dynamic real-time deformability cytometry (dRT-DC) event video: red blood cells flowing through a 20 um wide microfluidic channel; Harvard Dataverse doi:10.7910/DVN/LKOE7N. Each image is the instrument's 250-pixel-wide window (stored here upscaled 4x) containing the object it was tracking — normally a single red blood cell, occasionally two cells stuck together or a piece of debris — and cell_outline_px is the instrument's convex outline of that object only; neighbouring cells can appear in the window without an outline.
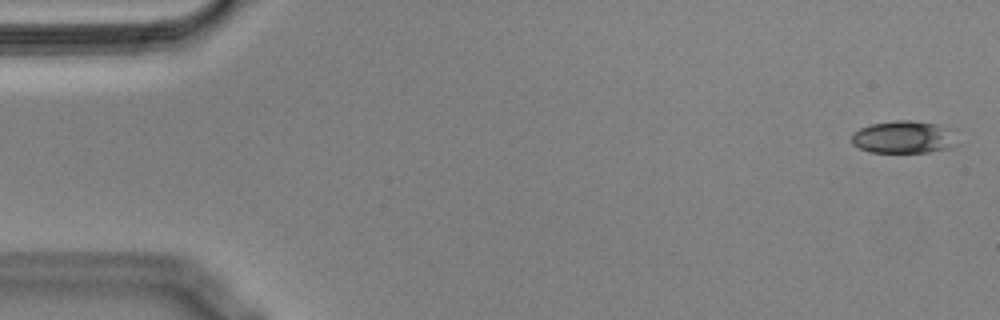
{"species": "Egyptian fruit bat (a non-hibernating species)", "species_latin": "Rousettus aegyptiacus", "temperature_condition": "cold", "stored_images_in_passage": 16, "camera_frame_rate_fps": 3000, "um_per_image_px": 0.085, "animal": {"sex": "male"}, "frame": {"image": 1, "passage_image": 1, "time_ms": 0.0, "image_size_px": [1000, 320], "cell_outline_px": [[960, 144], [952, 148], [928, 152], [868, 152], [852, 144], [852, 136], [860, 128], [872, 124], [900, 120], [912, 120], [932, 124]], "centroid_in_image_um": [76.7, 11.69], "position_along_channel_um": 8.3, "area_um2": 19.07}}
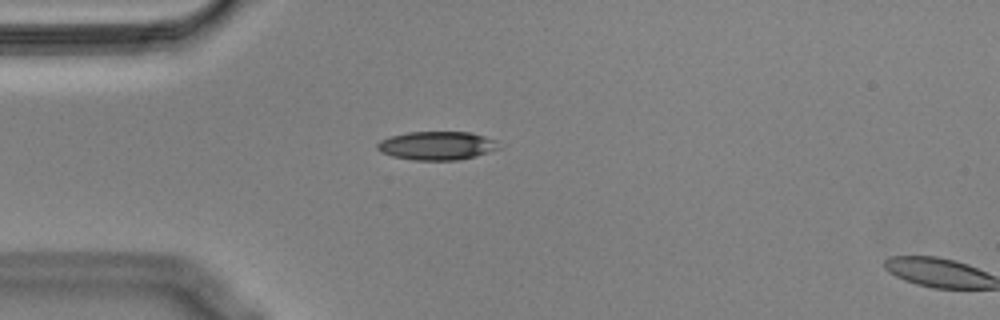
{"frame": {"image": 2, "passage_image": 14, "time_ms": 4.333, "image_size_px": [1000, 320], "cell_outline_px": [[500, 148], [476, 156], [460, 160], [412, 160], [392, 156], [380, 152], [376, 148], [376, 144], [380, 140], [392, 136], [408, 132], [472, 132], [496, 140]], "centroid_in_image_um": [37.13, 12.38], "position_along_channel_um": 47.9, "area_um2": 20.29}}